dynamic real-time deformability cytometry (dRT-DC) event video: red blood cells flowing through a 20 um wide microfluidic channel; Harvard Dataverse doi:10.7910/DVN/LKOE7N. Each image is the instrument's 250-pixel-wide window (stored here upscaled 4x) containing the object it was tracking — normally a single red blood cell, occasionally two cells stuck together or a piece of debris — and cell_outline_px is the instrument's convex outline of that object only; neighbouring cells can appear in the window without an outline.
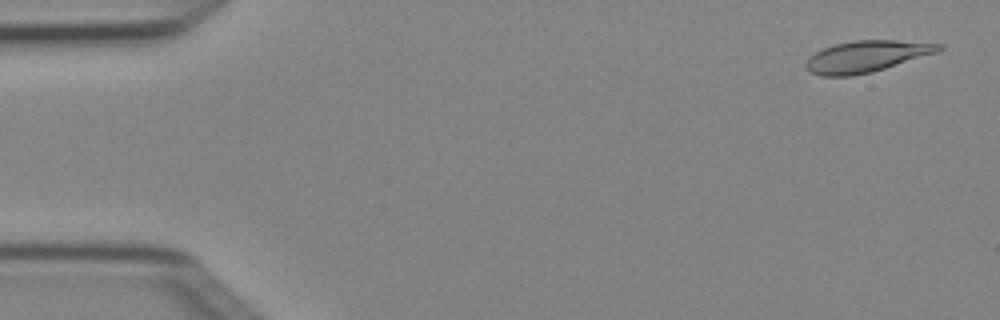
{"species": "Egyptian fruit bat (a non-hibernating species)", "species_latin": "Rousettus aegyptiacus", "temperature_condition": "cold", "stored_images_in_passage": 5, "camera_frame_rate_fps": 3000, "um_per_image_px": 0.085, "animal": {"sex": "female"}, "frame": {"image": 1, "passage_image": 1, "time_ms": 0.0, "image_size_px": [1000, 320], "cell_outline_px": [[944, 48], [936, 52], [872, 72], [852, 76], [820, 76], [808, 72], [804, 68], [804, 64], [808, 56], [832, 44], [856, 40], [896, 40], [944, 44]], "centroid_in_image_um": [73.57, 4.8], "position_along_channel_um": 11.4, "area_um2": 24.45}}
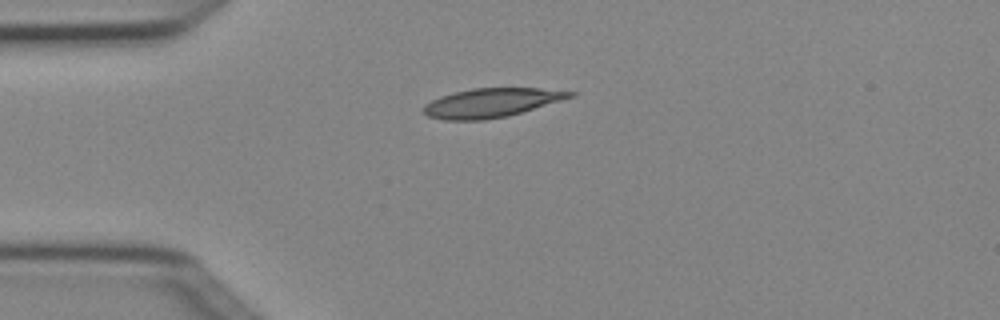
{"frame": {"image": 2, "passage_image": 4, "time_ms": 1.0, "image_size_px": [1000, 320], "cell_outline_px": [[576, 96], [508, 116], [484, 120], [444, 120], [428, 116], [424, 112], [424, 104], [440, 96], [452, 92], [472, 88], [540, 88], [576, 92]], "centroid_in_image_um": [41.77, 8.73], "position_along_channel_um": 43.2, "area_um2": 24.8}}
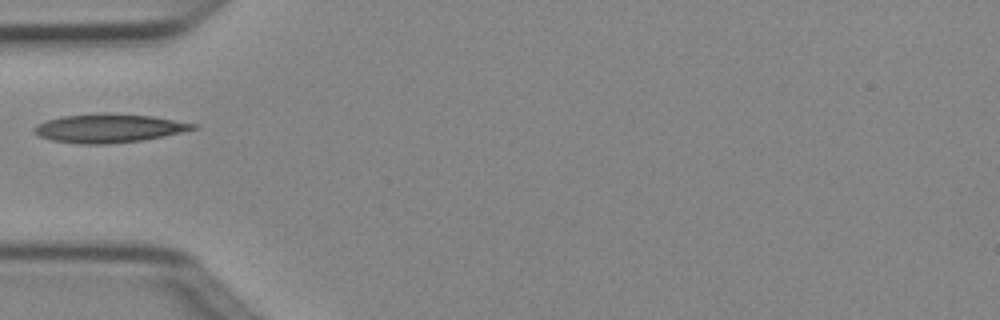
{"frame": {"image": 3, "passage_image": 5, "time_ms": 1.333, "image_size_px": [1000, 320], "cell_outline_px": [[200, 128], [140, 140], [108, 144], [80, 144], [52, 140], [40, 136], [32, 132], [32, 128], [36, 124], [60, 116], [152, 116], [200, 124]], "centroid_in_image_um": [9.25, 10.94], "position_along_channel_um": 75.7, "area_um2": 25.32}}